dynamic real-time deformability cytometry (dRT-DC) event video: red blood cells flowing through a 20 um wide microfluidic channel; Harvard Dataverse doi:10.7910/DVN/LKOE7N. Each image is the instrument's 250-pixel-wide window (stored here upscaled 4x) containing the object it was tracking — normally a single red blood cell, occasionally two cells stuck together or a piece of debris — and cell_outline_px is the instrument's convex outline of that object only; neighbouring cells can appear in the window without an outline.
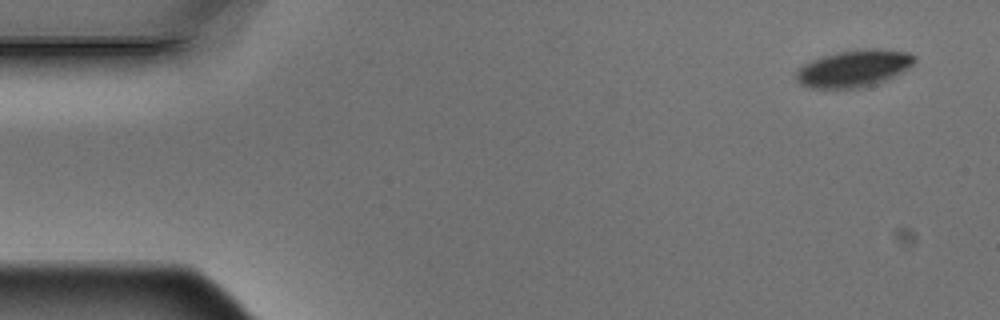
{"species": "Egyptian fruit bat (a non-hibernating species)", "species_latin": "Rousettus aegyptiacus", "temperature_condition": "warm", "stored_images_in_passage": 5, "camera_frame_rate_fps": 3000, "um_per_image_px": 0.085, "animal": {"sex": "male"}, "frame": {"image": 1, "passage_image": 1, "time_ms": 0.0, "image_size_px": [1000, 320], "cell_outline_px": [[916, 60], [912, 64], [900, 72], [884, 80], [860, 88], [812, 88], [800, 84], [796, 80], [796, 72], [804, 64], [812, 60], [824, 56], [840, 52], [864, 48], [880, 48], [908, 52], [916, 56]], "centroid_in_image_um": [72.57, 5.8], "position_along_channel_um": 12.4, "area_um2": 25.14}}
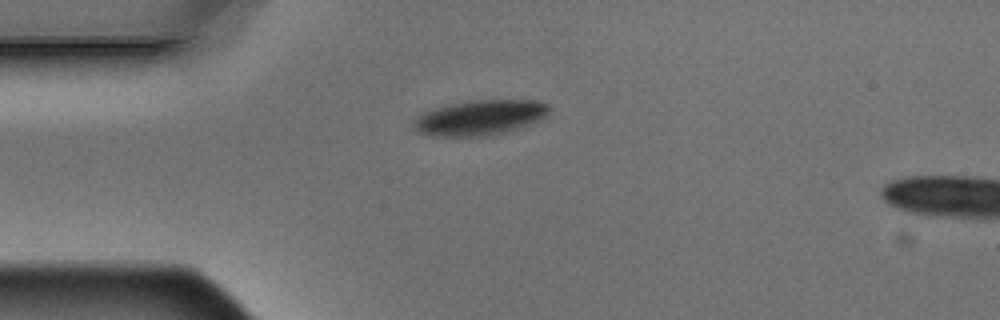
{"frame": {"image": 2, "passage_image": 4, "time_ms": 1.0, "image_size_px": [1000, 320], "cell_outline_px": [[548, 112], [540, 120], [520, 128], [508, 132], [492, 136], [432, 136], [420, 132], [416, 128], [412, 120], [424, 112], [436, 108], [452, 104], [472, 100], [536, 100], [548, 104]], "centroid_in_image_um": [40.83, 10.01], "position_along_channel_um": 44.2, "area_um2": 27.63}}